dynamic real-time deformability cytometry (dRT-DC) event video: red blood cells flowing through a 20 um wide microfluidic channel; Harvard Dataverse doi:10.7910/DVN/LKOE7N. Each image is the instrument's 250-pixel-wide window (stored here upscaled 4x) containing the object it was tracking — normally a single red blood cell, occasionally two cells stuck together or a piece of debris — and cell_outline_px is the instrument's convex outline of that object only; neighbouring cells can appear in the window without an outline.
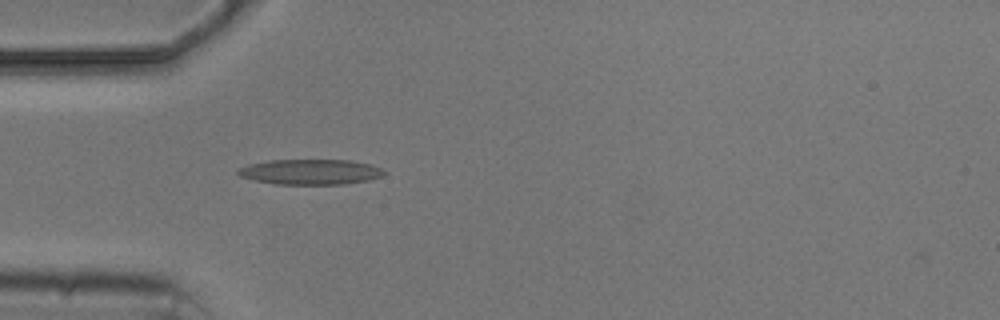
{"species": "common noctule bat (a hibernating species)", "species_latin": "Nyctalus noctula", "temperature_condition": "cold", "stored_images_in_passage": 3, "camera_frame_rate_fps": 3000, "um_per_image_px": 0.085, "animal": {"sex": "male", "body_mass_g": 20.5, "forearm_length_mm": 52.5}, "frame": {"image": 1, "passage_image": 3, "time_ms": 2.333, "image_size_px": [1000, 320], "cell_outline_px": [[384, 172], [380, 176], [368, 180], [340, 184], [276, 184], [256, 180], [240, 176], [236, 172], [240, 168], [248, 164], [268, 160], [348, 160], [368, 164], [380, 168]], "centroid_in_image_um": [26.33, 14.6], "position_along_channel_um": 58.7, "area_um2": 21.15}}